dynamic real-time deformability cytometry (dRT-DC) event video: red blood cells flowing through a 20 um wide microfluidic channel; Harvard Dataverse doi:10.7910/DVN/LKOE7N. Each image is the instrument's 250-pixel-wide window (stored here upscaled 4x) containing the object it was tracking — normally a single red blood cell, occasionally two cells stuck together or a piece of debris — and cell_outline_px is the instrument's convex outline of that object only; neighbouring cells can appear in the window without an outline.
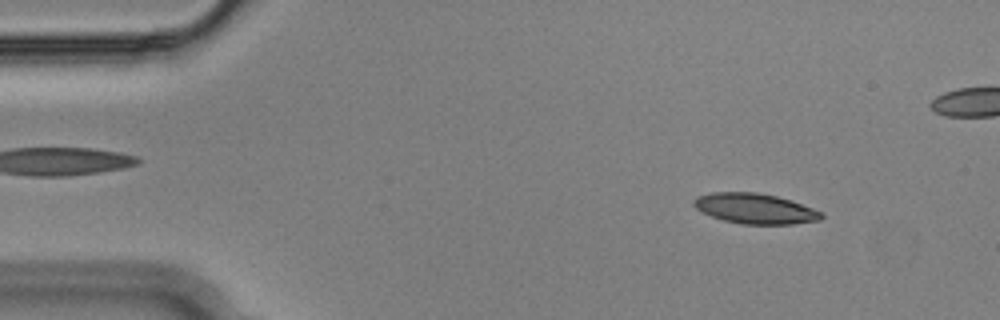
{"species": "Egyptian fruit bat (a non-hibernating species)", "species_latin": "Rousettus aegyptiacus", "temperature_condition": "cold", "stored_images_in_passage": 55, "camera_frame_rate_fps": 3000, "um_per_image_px": 0.085, "animal": {"sex": "male"}, "frame": {"image": 1, "passage_image": 6, "time_ms": 1.667, "image_size_px": [1000, 320], "cell_outline_px": [[824, 216], [820, 220], [792, 224], [740, 224], [724, 220], [712, 216], [696, 208], [692, 204], [692, 200], [696, 196], [712, 192], [756, 192], [776, 196], [792, 200], [824, 212]], "centroid_in_image_um": [64.2, 17.72], "position_along_channel_um": 20.8, "area_um2": 22.66}}
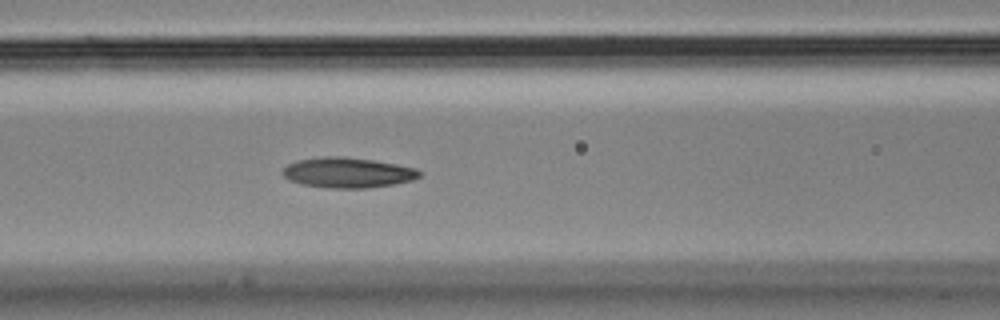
{"frame": {"image": 2, "passage_image": 22, "time_ms": 7.0, "image_size_px": [1000, 320], "cell_outline_px": [[420, 176], [412, 180], [392, 184], [368, 188], [332, 188], [304, 184], [288, 180], [284, 176], [284, 168], [288, 164], [300, 160], [324, 156], [344, 156], [372, 160], [396, 164], [416, 168], [420, 172]], "centroid_in_image_um": [29.57, 14.67], "position_along_channel_um": 137.0, "area_um2": 23.81}}
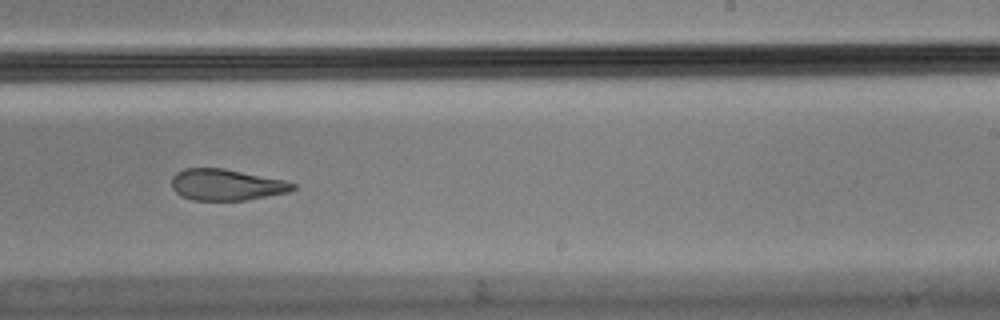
{"frame": {"image": 3, "passage_image": 33, "time_ms": 10.667, "image_size_px": [1000, 320], "cell_outline_px": [[296, 188], [288, 192], [244, 200], [192, 200], [180, 196], [172, 188], [172, 176], [176, 172], [184, 168], [224, 168], [284, 180], [296, 184]], "centroid_in_image_um": [19.21, 15.7], "position_along_channel_um": 269.8, "area_um2": 22.08}, "authors_computed_cell_mechanics": {"area_um2": 23.5246, "velocity_mm_per_s": 3.6304, "shape_relaxation_time_tau1_ms": null, "shape_relaxation_time_tau2_ms": 5.7303, "deformation_change_tau1": null, "deformation_change_tau2": 0.1572}}